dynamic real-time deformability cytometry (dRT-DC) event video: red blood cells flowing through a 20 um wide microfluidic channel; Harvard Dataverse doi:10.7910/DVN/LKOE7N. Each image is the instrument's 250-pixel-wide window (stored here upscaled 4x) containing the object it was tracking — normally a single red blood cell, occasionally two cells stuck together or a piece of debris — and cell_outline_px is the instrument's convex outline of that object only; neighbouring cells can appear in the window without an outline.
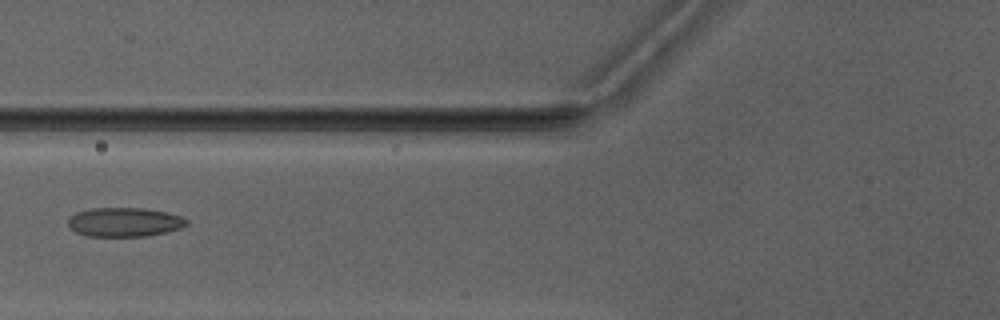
{"species": "Egyptian fruit bat (a non-hibernating species)", "species_latin": "Rousettus aegyptiacus", "temperature_condition": "warm", "stored_images_in_passage": 7, "camera_frame_rate_fps": 3000, "um_per_image_px": 0.085, "animal": {"sex": "male"}, "frame": {"image": 1, "passage_image": 7, "time_ms": 8.0, "image_size_px": [1000, 320], "cell_outline_px": [[188, 224], [180, 228], [164, 232], [144, 236], [88, 236], [76, 232], [68, 224], [68, 220], [76, 212], [92, 208], [144, 208], [168, 212], [180, 216], [188, 220]], "centroid_in_image_um": [10.59, 18.87], "position_along_channel_um": 115.2, "area_um2": 19.94}}